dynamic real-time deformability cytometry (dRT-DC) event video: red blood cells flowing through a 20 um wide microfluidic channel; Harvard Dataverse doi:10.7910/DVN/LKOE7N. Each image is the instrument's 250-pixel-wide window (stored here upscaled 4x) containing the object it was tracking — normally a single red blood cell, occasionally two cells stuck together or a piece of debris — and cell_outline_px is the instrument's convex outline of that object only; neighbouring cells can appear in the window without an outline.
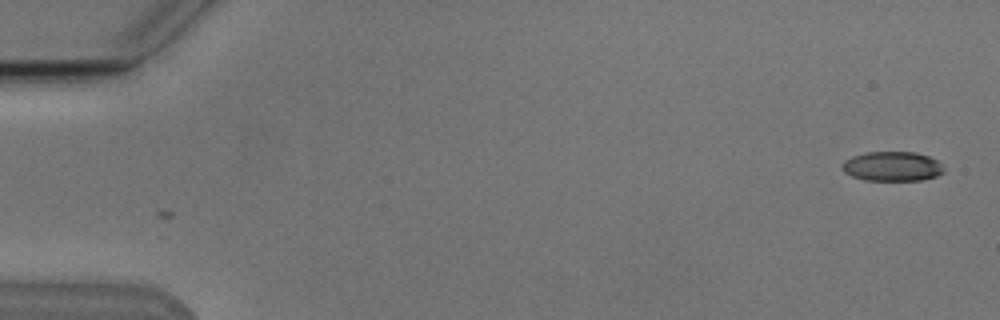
{"species": "Egyptian fruit bat (a non-hibernating species)", "species_latin": "Rousettus aegyptiacus", "temperature_condition": "cold", "stored_images_in_passage": 6, "camera_frame_rate_fps": 3000, "um_per_image_px": 0.085, "animal": {"sex": "male"}, "frame": {"image": 1, "passage_image": 1, "time_ms": 0.0, "image_size_px": [1000, 320], "cell_outline_px": [[944, 172], [936, 176], [920, 180], [868, 180], [852, 176], [844, 172], [840, 168], [840, 164], [844, 160], [852, 156], [868, 152], [916, 152], [928, 156], [936, 160], [944, 168]], "centroid_in_image_um": [75.81, 14.13], "position_along_channel_um": 9.2, "area_um2": 17.51}}
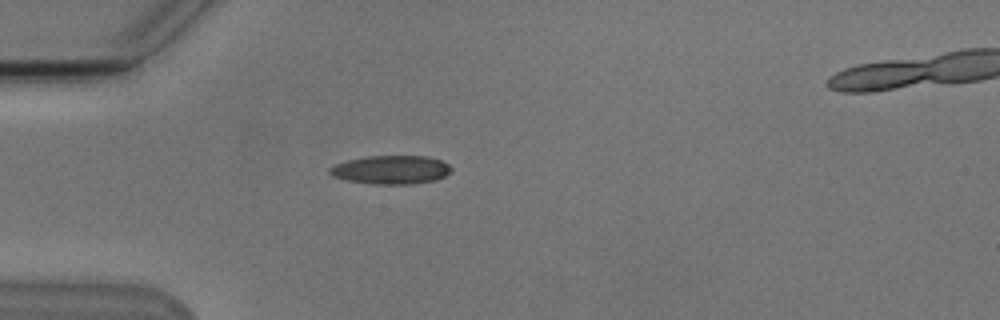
{"frame": {"image": 2, "passage_image": 5, "time_ms": 4.667, "image_size_px": [1000, 320], "cell_outline_px": [[452, 168], [444, 176], [436, 180], [412, 184], [372, 184], [348, 180], [332, 176], [328, 172], [328, 168], [336, 164], [348, 160], [368, 156], [428, 156], [440, 160], [448, 164]], "centroid_in_image_um": [33.23, 14.43], "position_along_channel_um": 51.8, "area_um2": 20.17}}